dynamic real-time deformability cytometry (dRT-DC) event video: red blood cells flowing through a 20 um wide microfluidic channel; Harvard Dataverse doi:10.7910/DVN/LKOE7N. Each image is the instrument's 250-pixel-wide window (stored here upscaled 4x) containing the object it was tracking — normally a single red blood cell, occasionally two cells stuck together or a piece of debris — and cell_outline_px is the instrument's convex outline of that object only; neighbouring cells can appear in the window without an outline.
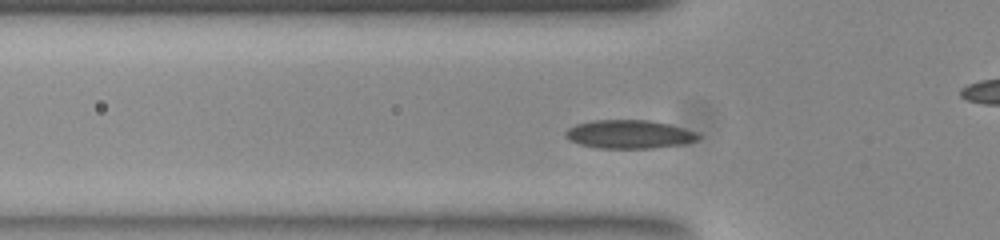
{"species": "common noctule bat (a hibernating species)", "species_latin": "Nyctalus noctula", "temperature_condition": "room temperature", "stored_images_in_passage": 49, "camera_frame_rate_fps": 3000, "um_per_image_px": 0.085, "animal": {"sex": "female", "body_mass_g": 23.0, "forearm_length_mm": 53.4}, "frame": {"image": 1, "passage_image": 12, "time_ms": 3.667, "image_size_px": [1000, 240], "cell_outline_px": [[700, 136], [696, 140], [684, 144], [652, 148], [596, 148], [580, 144], [564, 136], [564, 132], [568, 128], [576, 124], [592, 120], [648, 120], [668, 124], [696, 132]], "centroid_in_image_um": [53.45, 11.41], "position_along_channel_um": 72.3, "area_um2": 21.91}}
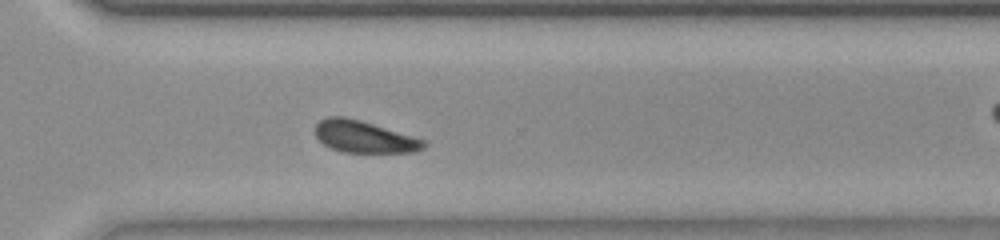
{"frame": {"image": 2, "passage_image": 33, "time_ms": 10.667, "image_size_px": [1000, 240], "cell_outline_px": [[428, 144], [424, 148], [412, 152], [344, 152], [332, 148], [324, 144], [316, 136], [316, 124], [320, 120], [328, 116], [344, 116], [360, 120], [424, 140]], "centroid_in_image_um": [30.93, 11.62], "position_along_channel_um": 339.7, "area_um2": 19.83}}
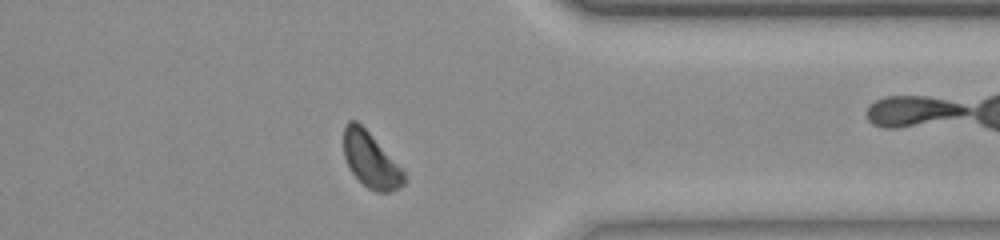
{"frame": {"image": 3, "passage_image": 37, "time_ms": 12.0, "image_size_px": [1000, 240], "cell_outline_px": [[408, 180], [400, 188], [392, 192], [376, 192], [368, 188], [352, 172], [344, 156], [344, 128], [348, 120], [356, 120], [372, 136], [404, 172]], "centroid_in_image_um": [31.53, 13.63], "position_along_channel_um": 379.9, "area_um2": 19.07}, "authors_computed_cell_mechanics": {"area_um2": 20.7502, "velocity_mm_per_s": 3.8128, "shape_relaxation_time_tau1_ms": 7.9567, "shape_relaxation_time_tau2_ms": null, "deformation_change_tau1": 0.187, "deformation_change_tau2": null}}